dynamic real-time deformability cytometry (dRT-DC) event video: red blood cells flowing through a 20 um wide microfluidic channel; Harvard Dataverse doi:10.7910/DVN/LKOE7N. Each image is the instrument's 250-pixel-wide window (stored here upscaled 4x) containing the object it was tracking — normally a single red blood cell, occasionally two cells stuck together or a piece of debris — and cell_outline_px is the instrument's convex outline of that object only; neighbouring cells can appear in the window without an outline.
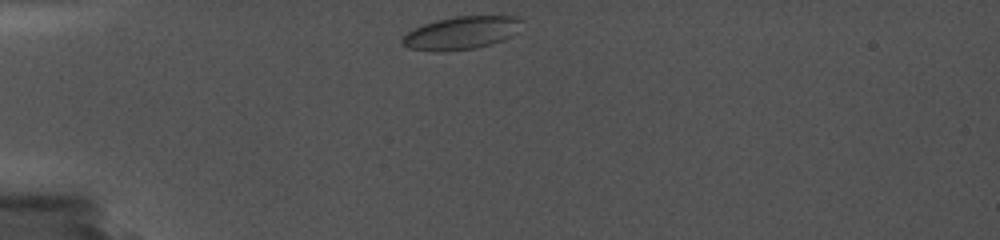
{"species": "common noctule bat (a hibernating species)", "species_latin": "Nyctalus noctula", "temperature_condition": "cold", "stored_images_in_passage": 28, "camera_frame_rate_fps": 5000, "um_per_image_px": 0.085, "animal": {"sex": "female", "body_mass_g": 19.0, "forearm_length_mm": 56.7}, "frame": {"image": 1, "passage_image": 1, "time_ms": 0.0, "image_size_px": [1000, 240], "cell_outline_px": [[524, 20], [516, 32], [512, 36], [504, 40], [476, 48], [440, 52], [408, 48], [400, 40], [408, 32], [424, 24], [436, 20], [456, 16], [516, 16]], "centroid_in_image_um": [39.24, 2.79], "position_along_channel_um": 45.8, "area_um2": 22.89}}
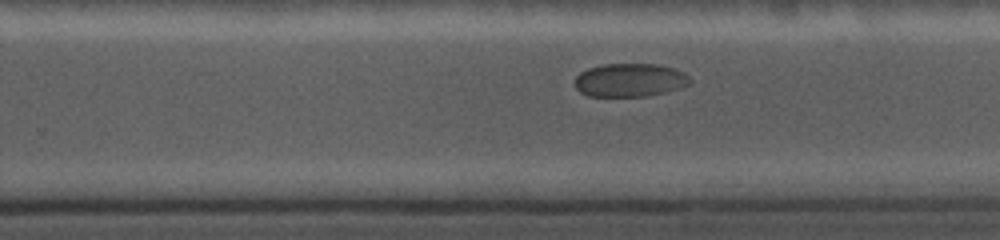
{"frame": {"image": 2, "passage_image": 17, "time_ms": 7.6, "image_size_px": [1000, 240], "cell_outline_px": [[692, 84], [664, 92], [648, 96], [588, 96], [580, 92], [572, 84], [576, 76], [580, 72], [588, 68], [604, 64], [656, 64], [672, 68], [684, 72], [692, 80]], "centroid_in_image_um": [53.51, 6.81], "position_along_channel_um": 276.3, "area_um2": 22.54}}
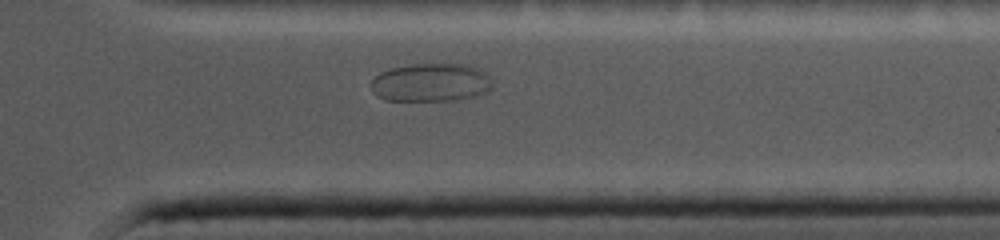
{"frame": {"image": 3, "passage_image": 23, "time_ms": 10.4, "image_size_px": [1000, 240], "cell_outline_px": [[492, 88], [488, 92], [476, 96], [460, 100], [384, 100], [376, 96], [372, 92], [372, 80], [380, 72], [392, 68], [416, 64], [444, 60], [468, 64], [484, 72], [492, 80]], "centroid_in_image_um": [36.68, 6.98], "position_along_channel_um": 374.7, "area_um2": 27.92}}